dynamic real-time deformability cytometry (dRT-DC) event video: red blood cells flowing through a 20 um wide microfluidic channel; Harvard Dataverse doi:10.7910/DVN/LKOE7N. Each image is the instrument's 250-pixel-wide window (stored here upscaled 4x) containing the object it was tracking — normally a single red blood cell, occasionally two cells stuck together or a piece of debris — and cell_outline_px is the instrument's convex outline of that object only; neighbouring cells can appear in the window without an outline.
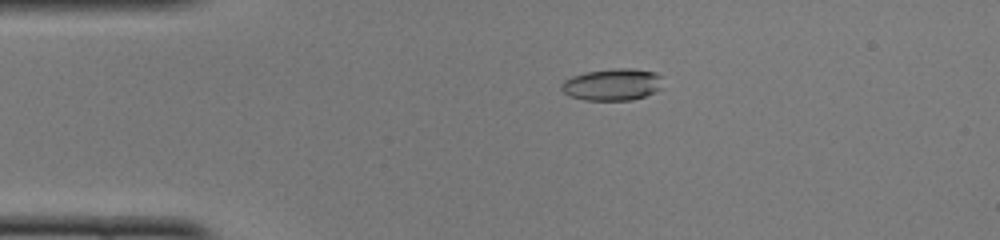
{"species": "common noctule bat (a hibernating species)", "species_latin": "Nyctalus noctula", "temperature_condition": "cold", "stored_images_in_passage": 49, "camera_frame_rate_fps": 3000, "um_per_image_px": 0.085, "animal": {"sex": "female", "body_mass_g": 22.0, "forearm_length_mm": 56.7}, "frame": {"image": 1, "passage_image": 10, "time_ms": 3.0, "image_size_px": [1000, 240], "cell_outline_px": [[660, 88], [644, 96], [632, 100], [584, 100], [568, 96], [560, 88], [560, 84], [564, 80], [572, 76], [588, 72], [616, 68], [632, 68], [656, 72], [660, 76]], "centroid_in_image_um": [52.0, 7.19], "position_along_channel_um": 33.0, "area_um2": 18.73}}
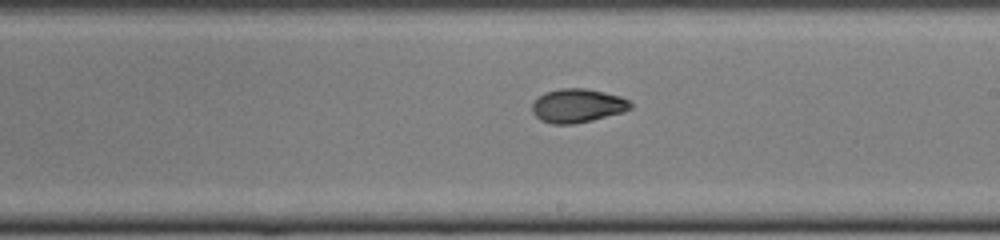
{"frame": {"image": 2, "passage_image": 28, "time_ms": 9.0, "image_size_px": [1000, 240], "cell_outline_px": [[632, 108], [624, 112], [592, 120], [572, 124], [552, 124], [540, 120], [532, 112], [532, 104], [544, 92], [560, 88], [584, 88], [604, 92], [620, 96], [628, 100], [632, 104]], "centroid_in_image_um": [49.09, 8.98], "position_along_channel_um": 239.9, "area_um2": 19.36}}
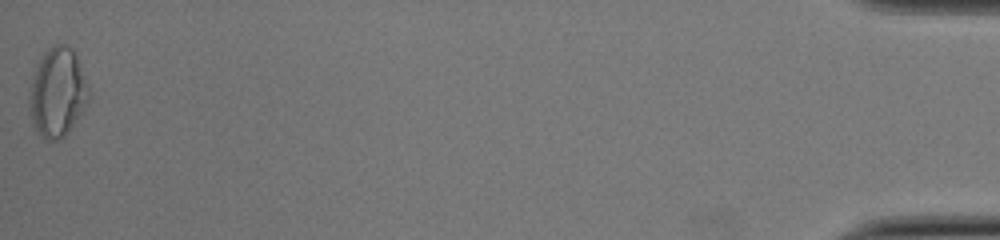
{"frame": {"image": 3, "passage_image": 49, "time_ms": 16.0, "image_size_px": [1000, 240], "cell_outline_px": [[92, 96], [64, 136], [60, 140], [48, 140], [36, 132], [32, 124], [28, 108], [28, 100], [32, 76], [36, 64], [48, 48], [56, 44], [64, 44], [72, 48], [76, 52], [88, 84]], "centroid_in_image_um": [4.88, 7.83], "position_along_channel_um": 430.3, "area_um2": 31.21}, "authors_computed_cell_mechanics": {"area_um2": 19.3052, "velocity_mm_per_s": 4.0952, "shape_relaxation_time_tau1_ms": 7.7773, "shape_relaxation_time_tau2_ms": 1.3769, "deformation_change_tau1": 0.2209, "deformation_change_tau2": 0.0521}}